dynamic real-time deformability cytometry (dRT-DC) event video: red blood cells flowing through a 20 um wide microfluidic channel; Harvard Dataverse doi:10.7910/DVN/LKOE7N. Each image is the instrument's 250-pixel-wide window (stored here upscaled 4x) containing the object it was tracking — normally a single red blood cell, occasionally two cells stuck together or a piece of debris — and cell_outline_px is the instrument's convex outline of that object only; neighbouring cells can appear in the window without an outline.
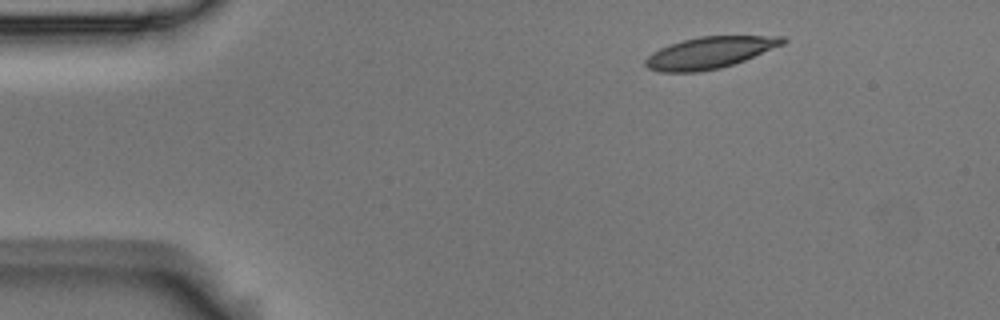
{"species": "Egyptian fruit bat (a non-hibernating species)", "species_latin": "Rousettus aegyptiacus", "temperature_condition": "room temperature", "stored_images_in_passage": 5, "segment_of_instrument_passage": [2, 2], "camera_frame_rate_fps": 3000, "um_per_image_px": 0.085, "animal": {"sex": "male"}, "frame": {"image": 1, "passage_image": 5, "time_ms": 1.333, "image_size_px": [1000, 320], "cell_outline_px": [[788, 40], [784, 44], [744, 60], [720, 68], [700, 72], [660, 72], [648, 68], [644, 64], [644, 60], [652, 52], [668, 44], [700, 36], [784, 36]], "centroid_in_image_um": [60.3, 4.47], "position_along_channel_um": 24.7, "area_um2": 25.26}}